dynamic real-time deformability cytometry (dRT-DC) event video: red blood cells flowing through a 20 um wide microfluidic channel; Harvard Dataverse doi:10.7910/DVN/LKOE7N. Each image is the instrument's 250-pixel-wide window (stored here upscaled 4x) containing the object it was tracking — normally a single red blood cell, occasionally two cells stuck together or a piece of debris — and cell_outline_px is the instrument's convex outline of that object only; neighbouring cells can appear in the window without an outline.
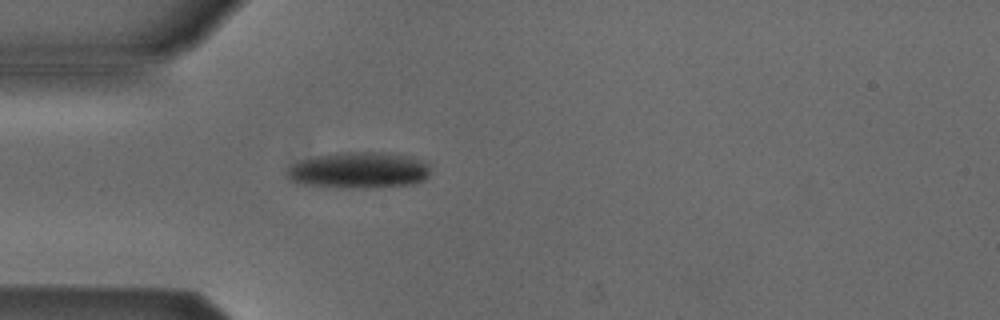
{"species": "Egyptian fruit bat (a non-hibernating species)", "species_latin": "Rousettus aegyptiacus", "temperature_condition": "cold", "stored_images_in_passage": 3, "camera_frame_rate_fps": 3000, "um_per_image_px": 0.085, "animal": {"sex": "male"}, "frame": {"image": 1, "passage_image": 3, "time_ms": 0.667, "image_size_px": [1000, 320], "cell_outline_px": [[428, 176], [424, 180], [412, 184], [364, 188], [340, 188], [296, 184], [288, 180], [284, 176], [284, 172], [292, 164], [300, 160], [316, 156], [344, 152], [388, 152], [412, 156], [424, 160], [428, 164]], "centroid_in_image_um": [30.44, 14.47], "position_along_channel_um": 54.6, "area_um2": 30.92}}